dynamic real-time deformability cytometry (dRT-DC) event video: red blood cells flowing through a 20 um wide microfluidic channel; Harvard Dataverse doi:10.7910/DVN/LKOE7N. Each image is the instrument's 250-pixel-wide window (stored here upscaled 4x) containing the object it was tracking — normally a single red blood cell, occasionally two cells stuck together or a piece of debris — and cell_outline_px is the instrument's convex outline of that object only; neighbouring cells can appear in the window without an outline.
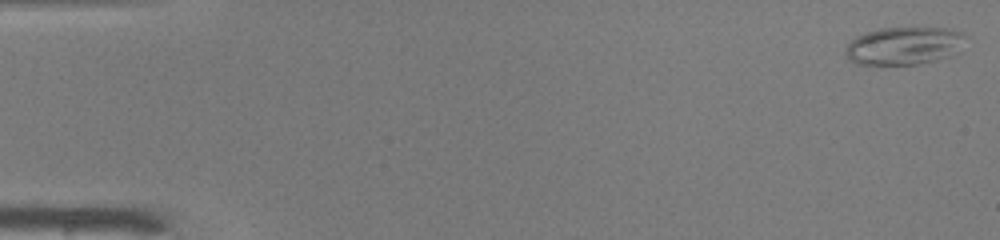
{"species": "common noctule bat (a hibernating species)", "species_latin": "Nyctalus noctula", "temperature_condition": "warm", "stored_images_in_passage": 14, "camera_frame_rate_fps": 3000, "um_per_image_px": 0.085, "animal": {"sex": "male", "body_mass_g": 19.0, "forearm_length_mm": 50.8}, "frame": {"image": 1, "passage_image": 1, "time_ms": 0.0, "image_size_px": [1000, 240], "cell_outline_px": [[964, 36], [952, 56], [916, 64], [856, 64], [848, 60], [844, 52], [848, 44], [856, 36], [880, 28], [948, 28], [960, 32]], "centroid_in_image_um": [76.76, 3.89], "position_along_channel_um": 8.2, "area_um2": 25.95}}